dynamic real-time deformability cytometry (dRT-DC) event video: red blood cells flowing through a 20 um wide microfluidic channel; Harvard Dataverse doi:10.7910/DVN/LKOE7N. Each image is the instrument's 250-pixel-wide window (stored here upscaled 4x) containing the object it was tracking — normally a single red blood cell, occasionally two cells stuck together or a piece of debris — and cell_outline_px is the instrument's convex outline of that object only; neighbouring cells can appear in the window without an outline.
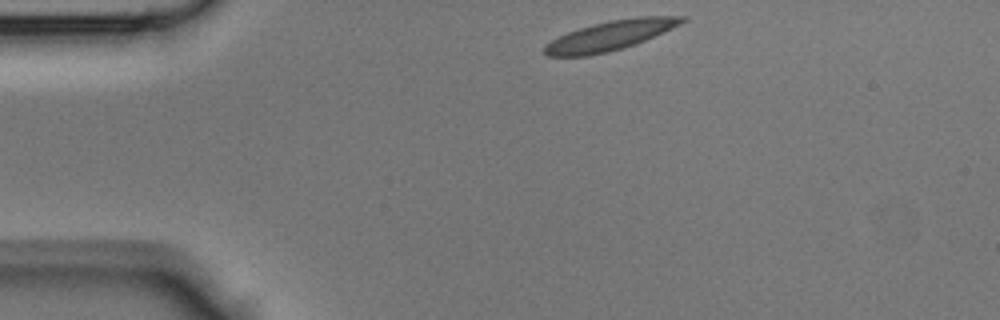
{"species": "Egyptian fruit bat (a non-hibernating species)", "species_latin": "Rousettus aegyptiacus", "temperature_condition": "room temperature", "stored_images_in_passage": 36, "camera_frame_rate_fps": 3000, "um_per_image_px": 0.085, "animal": {"sex": "male"}, "frame": {"image": 1, "passage_image": 1, "time_ms": 0.0, "image_size_px": [1000, 320], "cell_outline_px": [[688, 20], [672, 28], [644, 40], [608, 52], [588, 56], [548, 56], [544, 52], [544, 44], [568, 32], [592, 24], [608, 20], [636, 16], [688, 16]], "centroid_in_image_um": [51.87, 3.0], "position_along_channel_um": 33.1, "area_um2": 23.52}}
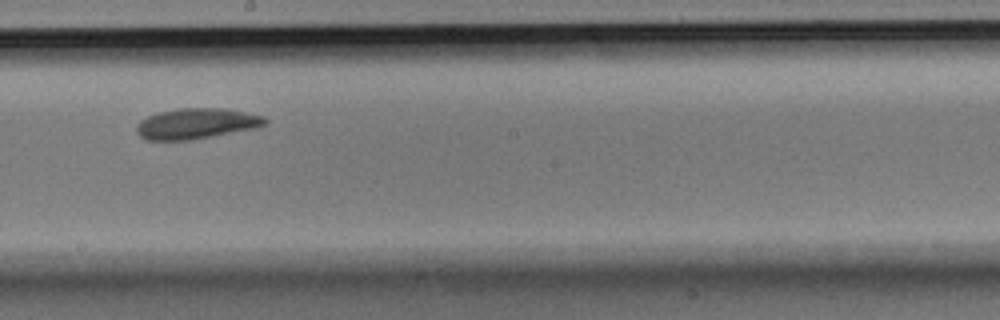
{"frame": {"image": 2, "passage_image": 17, "time_ms": 5.333, "image_size_px": [1000, 320], "cell_outline_px": [[268, 120], [264, 124], [256, 128], [192, 140], [148, 140], [140, 136], [136, 132], [136, 124], [140, 120], [148, 116], [160, 112], [180, 108], [224, 108], [264, 116]], "centroid_in_image_um": [16.68, 10.51], "position_along_channel_um": 231.5, "area_um2": 22.89}}
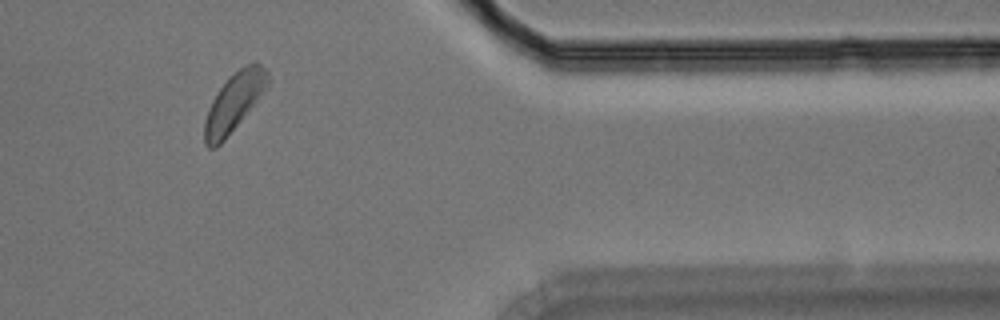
{"frame": {"image": 3, "passage_image": 29, "time_ms": 9.333, "image_size_px": [1000, 320], "cell_outline_px": [[272, 80], [268, 88], [224, 140], [216, 148], [208, 148], [204, 144], [204, 120], [208, 108], [212, 100], [228, 76], [240, 68], [256, 60], [268, 72]], "centroid_in_image_um": [19.92, 8.66], "position_along_channel_um": 391.5, "area_um2": 21.73}}